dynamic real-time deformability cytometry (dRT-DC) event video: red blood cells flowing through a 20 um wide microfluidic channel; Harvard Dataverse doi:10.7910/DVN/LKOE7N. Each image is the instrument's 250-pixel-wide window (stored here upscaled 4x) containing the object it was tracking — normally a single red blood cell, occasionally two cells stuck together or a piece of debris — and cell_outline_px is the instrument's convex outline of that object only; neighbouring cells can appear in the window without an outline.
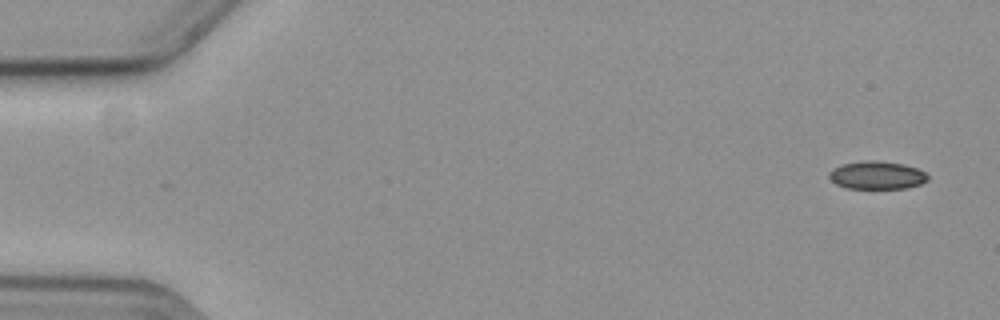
{"species": "common noctule bat (a hibernating species)", "species_latin": "Nyctalus noctula", "temperature_condition": "cold", "stored_images_in_passage": 12, "camera_frame_rate_fps": 3000, "um_per_image_px": 0.085, "animal": {"sex": "female", "body_mass_g": 19.3, "forearm_length_mm": 54.1}, "frame": {"image": 1, "passage_image": 1, "time_ms": 0.0, "image_size_px": [1000, 320], "cell_outline_px": [[928, 180], [920, 184], [908, 188], [848, 188], [836, 184], [828, 176], [828, 172], [832, 168], [840, 164], [864, 160], [876, 160], [904, 164], [916, 168], [924, 172], [928, 176]], "centroid_in_image_um": [74.51, 14.88], "position_along_channel_um": 10.5, "area_um2": 16.18}}